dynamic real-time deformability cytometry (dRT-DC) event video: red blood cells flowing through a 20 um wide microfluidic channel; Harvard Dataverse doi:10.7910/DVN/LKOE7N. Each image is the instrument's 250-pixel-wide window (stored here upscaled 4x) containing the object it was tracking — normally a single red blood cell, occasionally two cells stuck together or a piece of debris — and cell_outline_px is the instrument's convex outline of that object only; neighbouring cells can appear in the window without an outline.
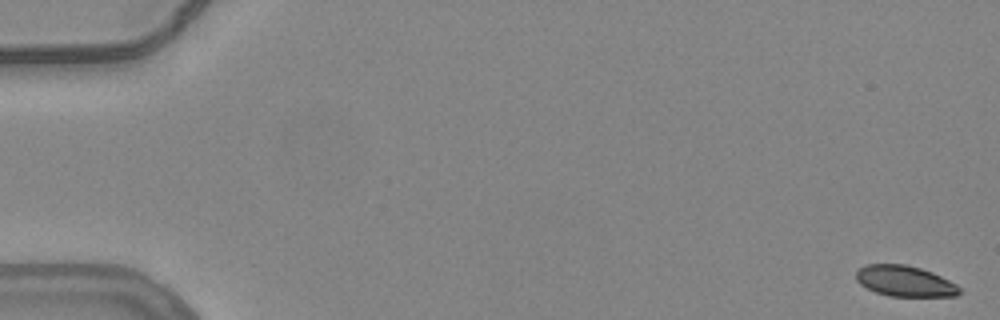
{"species": "common noctule bat (a hibernating species)", "species_latin": "Nyctalus noctula", "temperature_condition": "warm", "stored_images_in_passage": 4, "camera_frame_rate_fps": 3000, "um_per_image_px": 0.085, "animal": {"sex": "female", "body_mass_g": 24.6, "forearm_length_mm": 56.2}, "frame": {"image": 1, "passage_image": 1, "time_ms": 0.0, "image_size_px": [1000, 320], "cell_outline_px": [[960, 292], [956, 296], [888, 296], [876, 292], [860, 284], [856, 280], [856, 272], [864, 264], [904, 264], [920, 268], [932, 272], [956, 284], [960, 288]], "centroid_in_image_um": [76.89, 23.89], "position_along_channel_um": 8.1, "area_um2": 18.44}}